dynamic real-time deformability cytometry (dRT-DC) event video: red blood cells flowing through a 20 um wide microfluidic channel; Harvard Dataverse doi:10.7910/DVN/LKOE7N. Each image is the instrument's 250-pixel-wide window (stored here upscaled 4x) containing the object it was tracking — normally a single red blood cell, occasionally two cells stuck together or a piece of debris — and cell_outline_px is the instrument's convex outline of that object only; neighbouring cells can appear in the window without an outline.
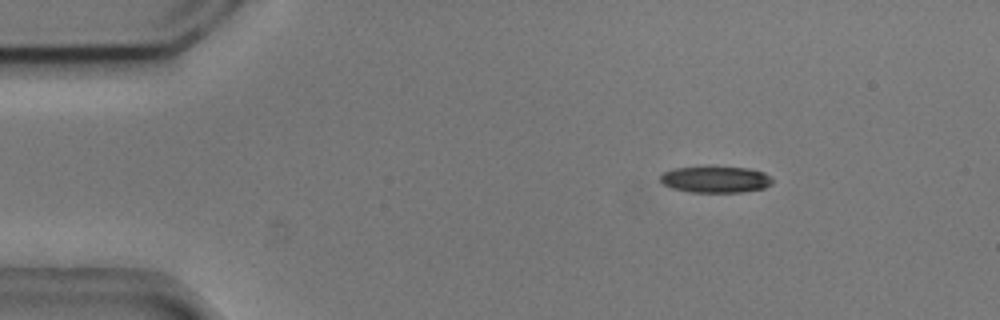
{"species": "common noctule bat (a hibernating species)", "species_latin": "Nyctalus noctula", "temperature_condition": "cold", "stored_images_in_passage": 5, "camera_frame_rate_fps": 3000, "um_per_image_px": 0.085, "animal": {"sex": "male", "body_mass_g": 20.5, "forearm_length_mm": 52.5}, "frame": {"image": 1, "passage_image": 2, "time_ms": 0.333, "image_size_px": [1000, 320], "cell_outline_px": [[772, 184], [764, 188], [740, 192], [692, 192], [672, 188], [664, 184], [660, 180], [660, 176], [664, 172], [676, 168], [708, 164], [748, 168], [764, 172], [772, 176]], "centroid_in_image_um": [60.84, 15.21], "position_along_channel_um": 24.2, "area_um2": 17.92}}